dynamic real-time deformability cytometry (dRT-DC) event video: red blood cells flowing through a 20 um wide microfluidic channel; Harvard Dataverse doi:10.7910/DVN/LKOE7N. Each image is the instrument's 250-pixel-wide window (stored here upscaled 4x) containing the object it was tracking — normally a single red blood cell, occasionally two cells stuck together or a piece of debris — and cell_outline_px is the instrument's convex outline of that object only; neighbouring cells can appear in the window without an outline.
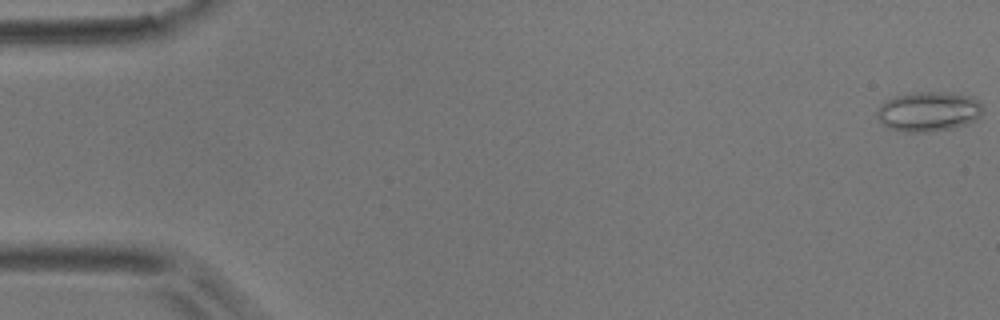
{"species": "common noctule bat (a hibernating species)", "species_latin": "Nyctalus noctula", "temperature_condition": "room temperature", "stored_images_in_passage": 14, "camera_frame_rate_fps": 3000, "um_per_image_px": 0.085, "animal": {"sex": "male", "body_mass_g": 17.9}, "frame": {"image": 1, "passage_image": 1, "time_ms": 0.0, "image_size_px": [1000, 320], "cell_outline_px": [[980, 116], [976, 120], [968, 124], [952, 128], [928, 132], [904, 132], [888, 128], [876, 116], [876, 112], [880, 104], [896, 96], [916, 92], [948, 92], [972, 96], [980, 100]], "centroid_in_image_um": [78.93, 9.48], "position_along_channel_um": 6.1, "area_um2": 24.57}}